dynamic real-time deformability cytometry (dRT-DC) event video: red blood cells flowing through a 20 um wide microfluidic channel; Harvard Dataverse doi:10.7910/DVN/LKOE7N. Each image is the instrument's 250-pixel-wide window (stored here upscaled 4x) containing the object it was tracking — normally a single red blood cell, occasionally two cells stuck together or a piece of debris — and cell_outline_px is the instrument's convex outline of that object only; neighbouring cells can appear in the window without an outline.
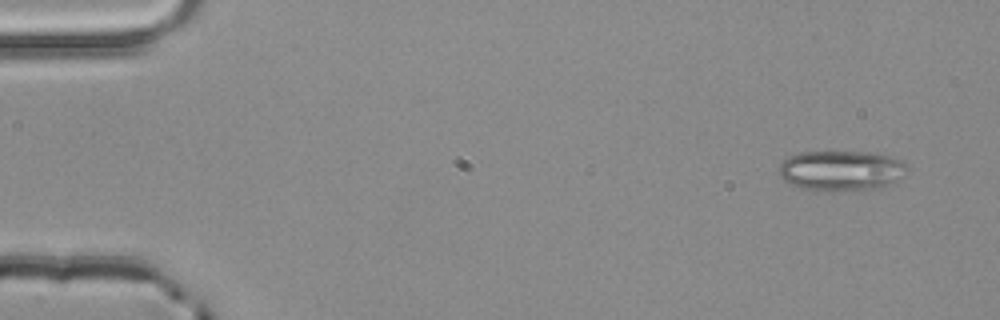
{"species": "common noctule bat (a hibernating species)", "species_latin": "Nyctalus noctula", "temperature_condition": "room temperature", "stored_images_in_passage": 4, "camera_frame_rate_fps": 3000, "um_per_image_px": 0.085, "animal": {"sex": "male", "body_mass_g": 20.4}, "frame": {"image": 1, "passage_image": 1, "time_ms": 0.0, "image_size_px": [1000, 320], "cell_outline_px": [[908, 172], [904, 176], [888, 184], [876, 188], [832, 192], [804, 188], [792, 184], [784, 180], [776, 172], [780, 164], [788, 156], [800, 152], [872, 152], [888, 156], [900, 160], [908, 168]], "centroid_in_image_um": [71.47, 14.5], "position_along_channel_um": 13.5, "area_um2": 30.11}}